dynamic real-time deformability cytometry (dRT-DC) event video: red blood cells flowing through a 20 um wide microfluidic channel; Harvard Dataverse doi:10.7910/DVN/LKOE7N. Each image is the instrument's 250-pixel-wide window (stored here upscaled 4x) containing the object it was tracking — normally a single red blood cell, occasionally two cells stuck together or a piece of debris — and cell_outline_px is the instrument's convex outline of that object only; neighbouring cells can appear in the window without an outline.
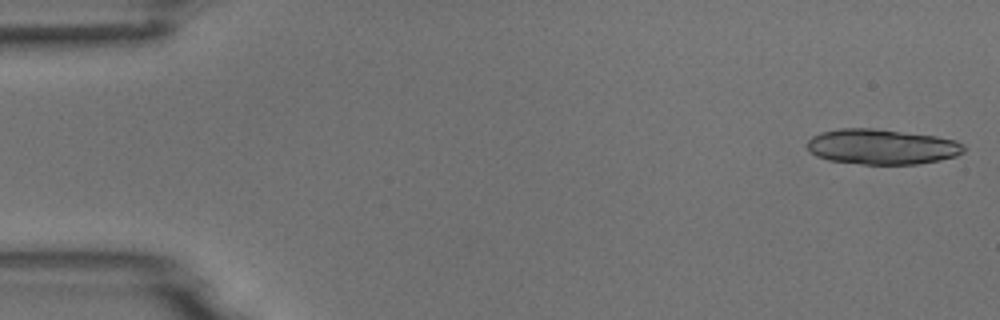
{"species": "common noctule bat (a hibernating species)", "species_latin": "Nyctalus noctula", "temperature_condition": "room temperature", "stored_images_in_passage": 5, "camera_frame_rate_fps": 3000, "um_per_image_px": 0.085, "animal": {"sex": "male", "body_mass_g": 18.8}, "frame": {"image": 1, "passage_image": 1, "time_ms": 0.0, "image_size_px": [1000, 320], "cell_outline_px": [[964, 152], [956, 156], [940, 160], [916, 164], [860, 164], [828, 160], [816, 156], [808, 152], [804, 144], [812, 136], [820, 132], [840, 128], [872, 128], [936, 136], [956, 140], [964, 144]], "centroid_in_image_um": [74.91, 12.47], "position_along_channel_um": 10.1, "area_um2": 32.54}}